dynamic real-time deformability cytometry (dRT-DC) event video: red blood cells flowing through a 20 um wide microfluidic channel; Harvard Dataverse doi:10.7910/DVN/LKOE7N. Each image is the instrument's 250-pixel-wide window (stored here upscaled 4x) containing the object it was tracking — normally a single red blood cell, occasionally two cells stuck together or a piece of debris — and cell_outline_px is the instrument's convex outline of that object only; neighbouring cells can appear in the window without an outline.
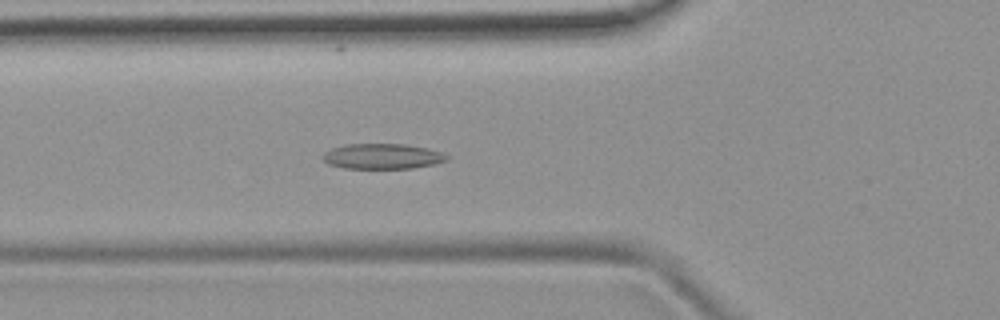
{"species": "common noctule bat (a hibernating species)", "species_latin": "Nyctalus noctula", "temperature_condition": "room temperature", "stored_images_in_passage": 51, "camera_frame_rate_fps": 3000, "um_per_image_px": 0.085, "animal": {"sex": "female", "body_mass_g": 19.9}, "frame": {"image": 1, "passage_image": 18, "time_ms": 5.667, "image_size_px": [1000, 320], "cell_outline_px": [[448, 160], [432, 164], [412, 168], [344, 168], [328, 164], [320, 156], [324, 152], [332, 148], [344, 144], [404, 144], [428, 148], [440, 152], [448, 156]], "centroid_in_image_um": [32.46, 13.28], "position_along_channel_um": 93.3, "area_um2": 18.26}}
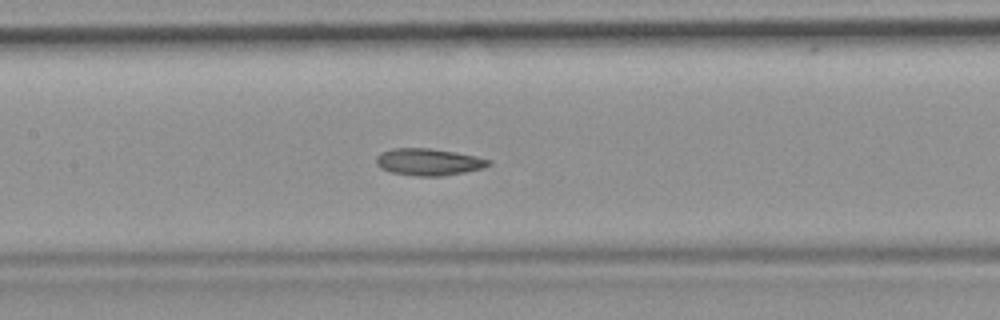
{"frame": {"image": 2, "passage_image": 24, "time_ms": 7.667, "image_size_px": [1000, 320], "cell_outline_px": [[492, 164], [484, 168], [464, 172], [440, 176], [416, 176], [392, 172], [380, 168], [376, 164], [376, 156], [380, 152], [392, 148], [428, 148], [456, 152], [476, 156], [492, 160]], "centroid_in_image_um": [36.43, 13.76], "position_along_channel_um": 171.0, "area_um2": 17.74}}
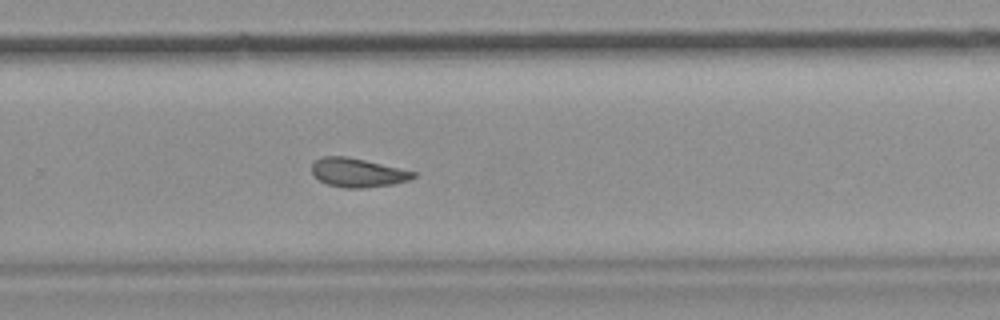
{"frame": {"image": 3, "passage_image": 34, "time_ms": 11.0, "image_size_px": [1000, 320], "cell_outline_px": [[416, 176], [408, 180], [392, 184], [364, 188], [344, 188], [328, 184], [320, 180], [312, 172], [312, 164], [320, 156], [348, 156], [400, 168], [416, 172]], "centroid_in_image_um": [30.4, 14.66], "position_along_channel_um": 299.4, "area_um2": 16.99}, "authors_computed_cell_mechanics": {"area_um2": 17.9758, "velocity_mm_per_s": 3.8684, "shape_relaxation_time_tau1_ms": null, "shape_relaxation_time_tau2_ms": 3.0729, "deformation_change_tau1": null, "deformation_change_tau2": 0.1035}}